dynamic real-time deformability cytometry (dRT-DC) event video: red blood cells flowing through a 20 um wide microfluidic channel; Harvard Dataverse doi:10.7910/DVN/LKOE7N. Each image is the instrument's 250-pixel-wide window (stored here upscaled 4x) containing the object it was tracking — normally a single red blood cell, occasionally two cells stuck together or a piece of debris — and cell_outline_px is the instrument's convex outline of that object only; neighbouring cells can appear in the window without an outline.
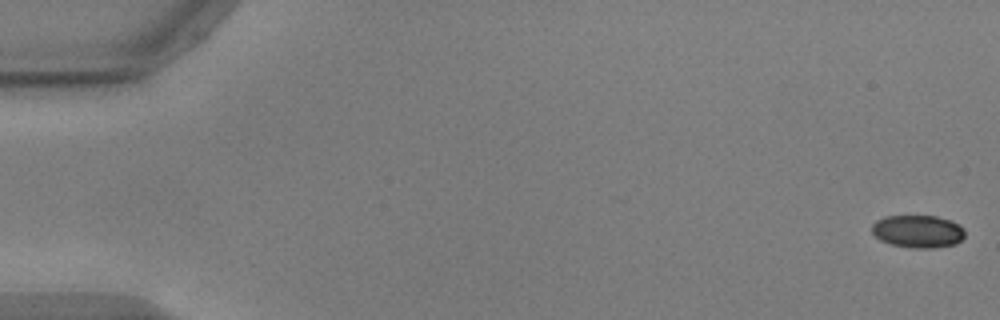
{"species": "common noctule bat (a hibernating species)", "species_latin": "Nyctalus noctula", "temperature_condition": "warm", "stored_images_in_passage": 55, "camera_frame_rate_fps": 3000, "um_per_image_px": 0.085, "animal": {"sex": "male", "body_mass_g": 17.9, "forearm_length_mm": 54.2}, "frame": {"image": 1, "passage_image": 1, "time_ms": 0.0, "image_size_px": [1000, 320], "cell_outline_px": [[964, 236], [956, 244], [936, 248], [908, 248], [892, 244], [880, 240], [872, 232], [872, 224], [876, 220], [884, 216], [936, 216], [952, 220], [960, 224], [964, 228]], "centroid_in_image_um": [78.04, 19.67], "position_along_channel_um": 7.0, "area_um2": 17.92}}
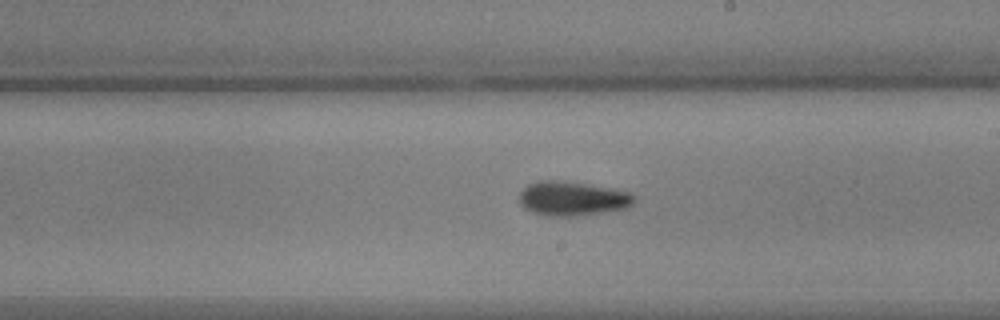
{"frame": {"image": 2, "passage_image": 32, "time_ms": 10.333, "image_size_px": [1000, 320], "cell_outline_px": [[636, 200], [632, 204], [624, 208], [608, 212], [576, 216], [544, 216], [532, 212], [524, 208], [520, 204], [520, 192], [528, 184], [540, 180], [556, 180], [588, 184], [612, 188], [628, 192], [636, 196]], "centroid_in_image_um": [48.65, 16.88], "position_along_channel_um": 240.3, "area_um2": 23.12}}
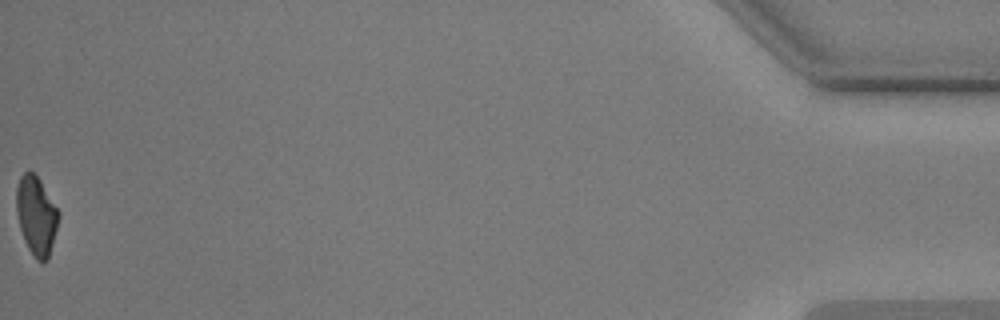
{"frame": {"image": 3, "passage_image": 55, "time_ms": 18.0, "image_size_px": [1000, 320], "cell_outline_px": [[60, 216], [48, 260], [36, 260], [28, 248], [24, 240], [20, 228], [16, 212], [16, 188], [20, 176], [24, 172], [32, 172], [40, 180], [60, 212]], "centroid_in_image_um": [3.08, 18.32], "position_along_channel_um": 432.1, "area_um2": 19.31}, "authors_computed_cell_mechanics": {"area_um2": 20.0566, "velocity_mm_per_s": 3.7346, "shape_relaxation_time_tau1_ms": 3.1841, "shape_relaxation_time_tau2_ms": 3.0461, "deformation_change_tau1": 0.1571, "deformation_change_tau2": 0.1057}}